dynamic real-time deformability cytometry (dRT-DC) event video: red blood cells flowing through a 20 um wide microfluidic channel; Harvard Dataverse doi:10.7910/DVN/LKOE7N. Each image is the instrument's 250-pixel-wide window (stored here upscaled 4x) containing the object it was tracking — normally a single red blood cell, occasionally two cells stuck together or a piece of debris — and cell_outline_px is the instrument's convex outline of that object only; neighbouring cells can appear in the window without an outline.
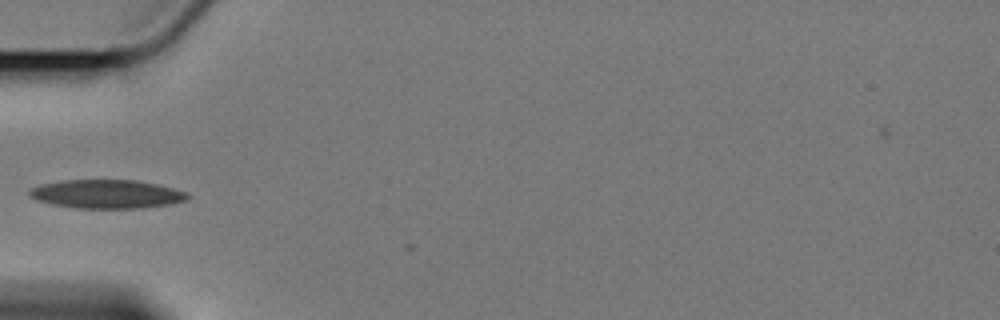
{"species": "Egyptian fruit bat (a non-hibernating species)", "species_latin": "Rousettus aegyptiacus", "temperature_condition": "cold", "stored_images_in_passage": 2, "camera_frame_rate_fps": 3000, "um_per_image_px": 0.085, "animal": {"sex": "female"}, "frame": {"image": 1, "passage_image": 1, "time_ms": 0.0, "image_size_px": [1000, 320], "cell_outline_px": [[192, 196], [188, 200], [172, 204], [140, 208], [76, 208], [52, 204], [36, 200], [28, 196], [28, 188], [40, 184], [64, 180], [136, 180], [156, 184], [188, 192]], "centroid_in_image_um": [9.07, 16.49], "position_along_channel_um": 75.9, "area_um2": 26.7}}